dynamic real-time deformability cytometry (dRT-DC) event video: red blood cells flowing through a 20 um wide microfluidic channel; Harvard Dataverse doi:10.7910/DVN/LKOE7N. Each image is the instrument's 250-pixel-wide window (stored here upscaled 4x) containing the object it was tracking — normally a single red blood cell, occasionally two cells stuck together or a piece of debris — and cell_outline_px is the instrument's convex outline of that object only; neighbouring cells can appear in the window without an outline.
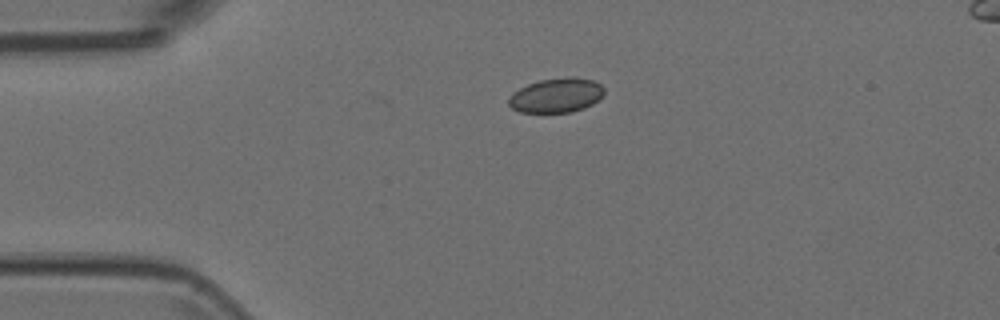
{"species": "Egyptian fruit bat (a non-hibernating species)", "species_latin": "Rousettus aegyptiacus", "temperature_condition": "room temperature", "stored_images_in_passage": 2, "camera_frame_rate_fps": 3000, "um_per_image_px": 0.085, "animal": {"sex": "female"}, "frame": {"image": 1, "passage_image": 2, "time_ms": 0.333, "image_size_px": [1000, 320], "cell_outline_px": [[604, 92], [592, 104], [584, 108], [572, 112], [520, 112], [512, 108], [508, 104], [508, 96], [512, 92], [528, 84], [540, 80], [572, 76], [592, 80], [600, 84], [604, 88]], "centroid_in_image_um": [47.26, 8.1], "position_along_channel_um": 37.7, "area_um2": 19.13}}